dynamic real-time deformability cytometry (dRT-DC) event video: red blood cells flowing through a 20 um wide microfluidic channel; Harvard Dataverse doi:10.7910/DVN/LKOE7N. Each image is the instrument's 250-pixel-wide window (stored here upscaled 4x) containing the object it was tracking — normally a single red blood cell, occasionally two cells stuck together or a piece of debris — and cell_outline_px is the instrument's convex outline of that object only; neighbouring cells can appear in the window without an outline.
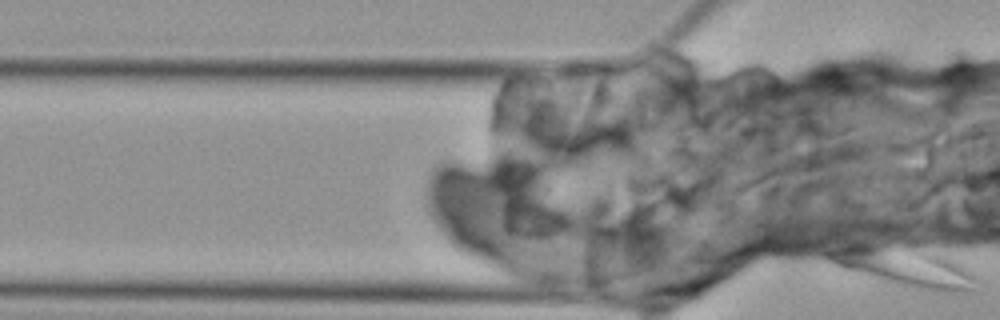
{"species": "Egyptian fruit bat (a non-hibernating species)", "species_latin": "Rousettus aegyptiacus", "temperature_condition": "cold", "stored_images_in_passage": 2, "camera_frame_rate_fps": 3000, "um_per_image_px": 0.085, "animal": {"sex": "female"}, "frame": {"image": 1, "passage_image": 2, "time_ms": 2.0, "image_size_px": [1000, 320], "cell_outline_px": [[976, 292], [932, 292], [912, 288], [880, 280], [844, 268], [836, 264], [824, 256], [820, 252], [824, 248], [852, 244], [936, 252], [960, 264], [972, 276]], "centroid_in_image_um": [76.81, 22.72], "position_along_channel_um": 49.0, "area_um2": 33.06}}